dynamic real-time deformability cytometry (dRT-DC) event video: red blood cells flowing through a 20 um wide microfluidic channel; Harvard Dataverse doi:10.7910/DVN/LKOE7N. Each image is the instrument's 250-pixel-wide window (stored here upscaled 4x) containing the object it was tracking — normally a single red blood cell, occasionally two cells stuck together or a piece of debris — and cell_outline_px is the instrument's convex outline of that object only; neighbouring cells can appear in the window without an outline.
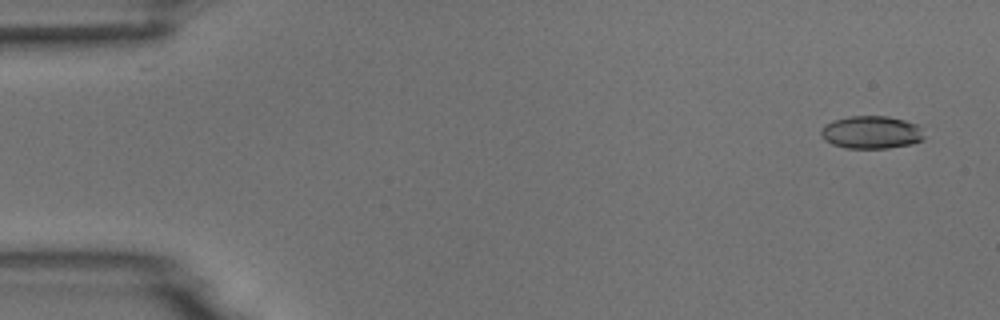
{"species": "common noctule bat (a hibernating species)", "species_latin": "Nyctalus noctula", "temperature_condition": "room temperature", "stored_images_in_passage": 5, "camera_frame_rate_fps": 3000, "um_per_image_px": 0.085, "animal": {"sex": "male", "body_mass_g": 18.8}, "frame": {"image": 1, "passage_image": 1, "time_ms": 0.0, "image_size_px": [1000, 320], "cell_outline_px": [[924, 140], [912, 144], [888, 148], [844, 148], [832, 144], [824, 140], [820, 136], [820, 132], [824, 124], [832, 120], [848, 116], [888, 116], [904, 120], [916, 124], [920, 128], [924, 136]], "centroid_in_image_um": [74.03, 11.25], "position_along_channel_um": 11.0, "area_um2": 19.94}}
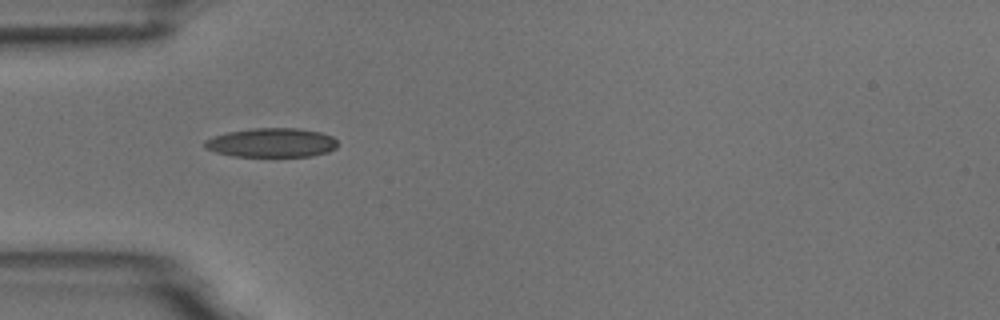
{"frame": {"image": 2, "passage_image": 5, "time_ms": 4.667, "image_size_px": [1000, 320], "cell_outline_px": [[336, 148], [328, 152], [312, 156], [232, 156], [216, 152], [204, 148], [204, 140], [228, 132], [252, 128], [296, 128], [320, 132], [332, 136], [336, 140]], "centroid_in_image_um": [23.09, 12.13], "position_along_channel_um": 61.9, "area_um2": 22.48}}